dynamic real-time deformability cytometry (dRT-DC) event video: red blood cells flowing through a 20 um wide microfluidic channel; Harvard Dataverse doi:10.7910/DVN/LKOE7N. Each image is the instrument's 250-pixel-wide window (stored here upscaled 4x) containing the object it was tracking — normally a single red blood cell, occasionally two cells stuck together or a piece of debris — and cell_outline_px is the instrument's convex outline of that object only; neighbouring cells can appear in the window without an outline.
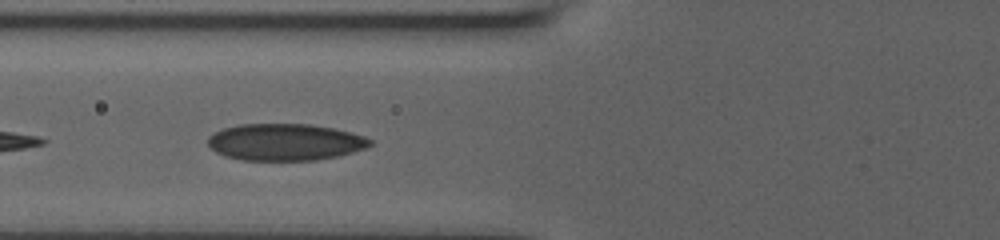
{"species": "human", "species_latin": "Homo sapiens", "temperature_condition": "room temperature", "stored_images_in_passage": 22, "camera_frame_rate_fps": 3000, "um_per_image_px": 0.085, "donor": {"sex": "male"}, "frame": {"image": 1, "passage_image": 6, "time_ms": 1.667, "image_size_px": [1000, 240], "cell_outline_px": [[376, 140], [368, 148], [336, 156], [316, 160], [240, 160], [224, 156], [216, 152], [208, 144], [208, 136], [224, 128], [240, 124], [312, 124], [336, 128], [352, 132]], "centroid_in_image_um": [24.28, 12.07], "position_along_channel_um": 101.5, "area_um2": 35.08}}
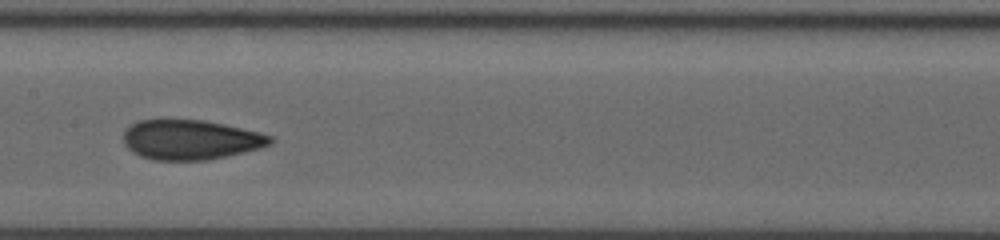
{"frame": {"image": 2, "passage_image": 9, "time_ms": 2.667, "image_size_px": [1000, 240], "cell_outline_px": [[276, 140], [272, 144], [260, 148], [208, 160], [152, 160], [140, 156], [132, 152], [124, 144], [124, 128], [140, 120], [160, 116], [204, 120], [224, 124], [272, 136]], "centroid_in_image_um": [16.13, 11.83], "position_along_channel_um": 191.3, "area_um2": 34.91}}
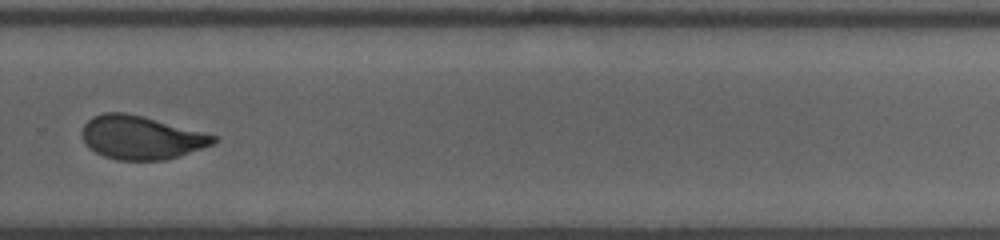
{"frame": {"image": 3, "passage_image": 13, "time_ms": 4.0, "image_size_px": [1000, 240], "cell_outline_px": [[220, 136], [212, 144], [180, 156], [164, 160], [116, 160], [104, 156], [88, 148], [84, 140], [84, 124], [92, 116], [104, 112], [124, 112]], "centroid_in_image_um": [12.0, 11.7], "position_along_channel_um": 317.8, "area_um2": 32.95}}